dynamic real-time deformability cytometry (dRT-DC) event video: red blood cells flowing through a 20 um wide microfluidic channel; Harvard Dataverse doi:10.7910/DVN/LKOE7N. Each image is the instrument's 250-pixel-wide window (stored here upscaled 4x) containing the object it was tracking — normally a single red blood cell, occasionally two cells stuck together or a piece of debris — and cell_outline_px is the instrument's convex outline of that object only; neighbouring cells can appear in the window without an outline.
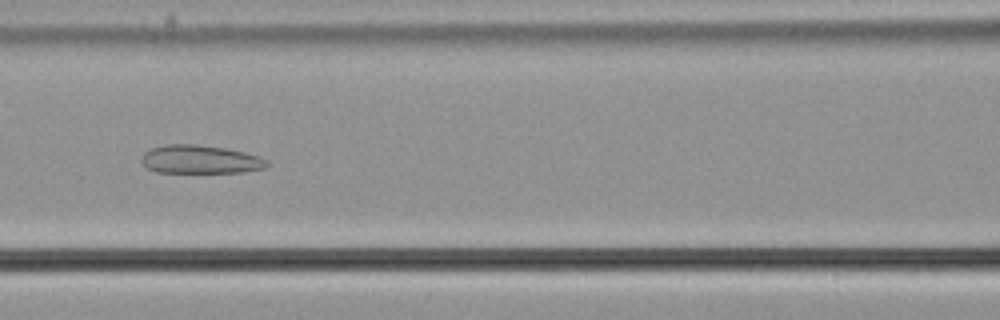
{"species": "common noctule bat (a hibernating species)", "species_latin": "Nyctalus noctula", "temperature_condition": "cold", "stored_images_in_passage": 48, "camera_frame_rate_fps": 3000, "um_per_image_px": 0.085, "animal": {"sex": "male", "body_mass_g": 21.5, "forearm_length_mm": 52.0}, "frame": {"image": 1, "passage_image": 23, "time_ms": 7.333, "image_size_px": [1000, 320], "cell_outline_px": [[272, 164], [264, 168], [244, 172], [156, 172], [148, 168], [140, 160], [144, 152], [152, 148], [164, 144], [196, 144], [224, 148], [244, 152], [260, 156], [268, 160]], "centroid_in_image_um": [17.05, 13.55], "position_along_channel_um": 149.5, "area_um2": 20.87}}
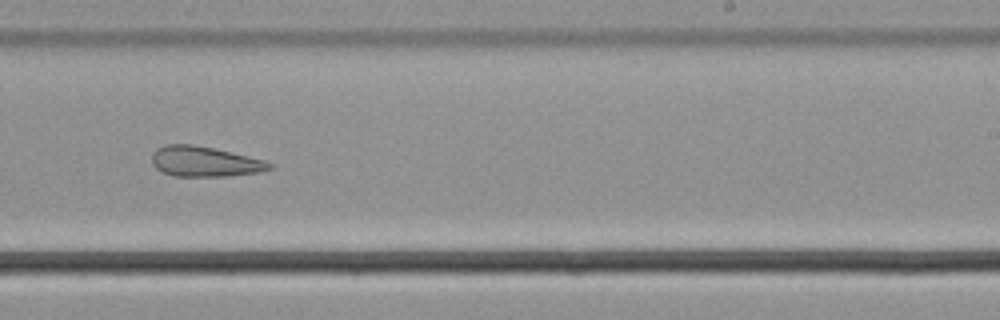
{"frame": {"image": 2, "passage_image": 33, "time_ms": 10.667, "image_size_px": [1000, 320], "cell_outline_px": [[272, 168], [256, 172], [228, 176], [172, 176], [156, 168], [152, 164], [152, 152], [156, 148], [164, 144], [192, 144], [212, 148], [248, 156], [264, 160], [272, 164]], "centroid_in_image_um": [17.33, 13.72], "position_along_channel_um": 271.7, "area_um2": 20.58}}
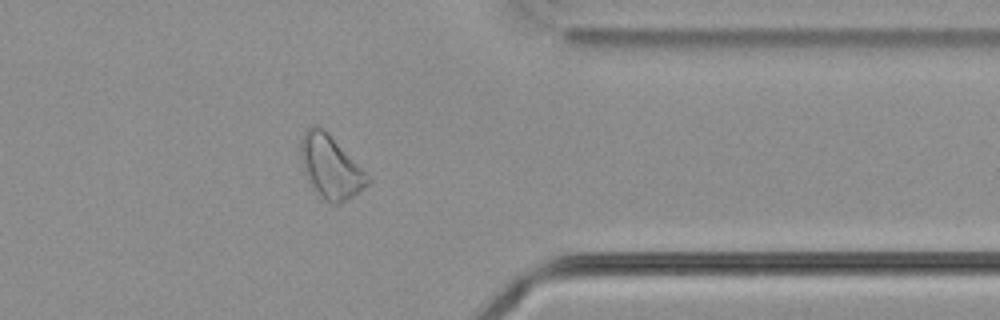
{"frame": {"image": 3, "passage_image": 43, "time_ms": 14.0, "image_size_px": [1000, 320], "cell_outline_px": [[372, 180], [364, 188], [340, 204], [332, 204], [324, 200], [308, 184], [300, 156], [300, 140], [304, 132], [312, 124], [316, 124], [328, 132], [372, 176]], "centroid_in_image_um": [28.11, 14.18], "position_along_channel_um": 383.3, "area_um2": 25.14}, "authors_computed_cell_mechanics": {"area_um2": 23.8714, "velocity_mm_per_s": 3.6682, "shape_relaxation_time_tau1_ms": null, "shape_relaxation_time_tau2_ms": 3.1382, "deformation_change_tau1": null, "deformation_change_tau2": 0.1243}}